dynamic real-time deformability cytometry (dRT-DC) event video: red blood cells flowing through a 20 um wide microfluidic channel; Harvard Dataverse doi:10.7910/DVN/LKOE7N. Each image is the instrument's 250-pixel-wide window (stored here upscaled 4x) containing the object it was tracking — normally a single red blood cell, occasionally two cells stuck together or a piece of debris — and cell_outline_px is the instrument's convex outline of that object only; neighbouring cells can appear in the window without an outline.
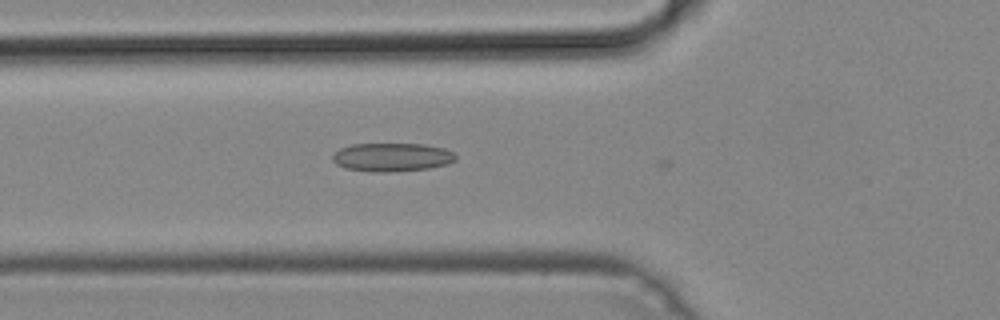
{"species": "common noctule bat (a hibernating species)", "species_latin": "Nyctalus noctula", "temperature_condition": "cold", "stored_images_in_passage": 21, "camera_frame_rate_fps": 3000, "um_per_image_px": 0.085, "animal": {"sex": "male", "body_mass_g": 19.2, "forearm_length_mm": 51.8}, "frame": {"image": 1, "passage_image": 3, "time_ms": 0.667, "image_size_px": [1000, 320], "cell_outline_px": [[456, 160], [448, 164], [428, 168], [388, 172], [380, 172], [344, 168], [336, 164], [332, 160], [332, 156], [340, 148], [352, 144], [424, 144], [444, 148], [452, 152], [456, 156]], "centroid_in_image_um": [33.32, 13.35], "position_along_channel_um": 92.5, "area_um2": 20.35}}
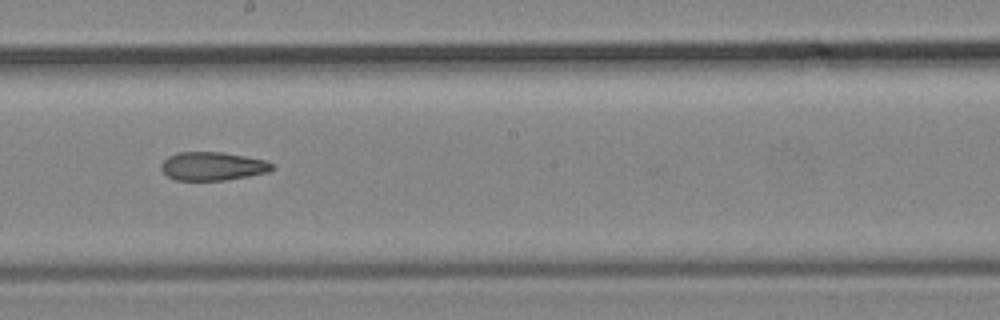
{"frame": {"image": 2, "passage_image": 13, "time_ms": 4.0, "image_size_px": [1000, 320], "cell_outline_px": [[276, 168], [268, 172], [248, 176], [224, 180], [176, 180], [168, 176], [160, 168], [160, 164], [168, 156], [176, 152], [224, 152], [264, 160], [272, 164]], "centroid_in_image_um": [18.06, 14.12], "position_along_channel_um": 230.1, "area_um2": 18.38}}
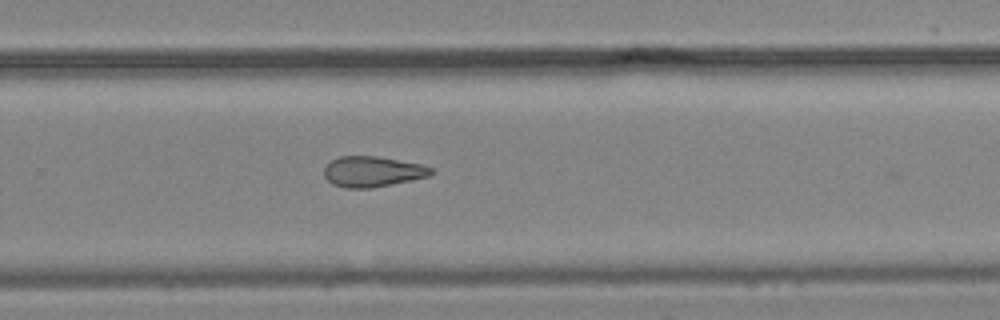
{"frame": {"image": 3, "passage_image": 18, "time_ms": 5.667, "image_size_px": [1000, 320], "cell_outline_px": [[432, 176], [372, 188], [344, 188], [332, 184], [324, 176], [324, 168], [332, 160], [340, 156], [376, 156], [420, 164], [432, 168]], "centroid_in_image_um": [31.66, 14.59], "position_along_channel_um": 298.1, "area_um2": 19.02}}